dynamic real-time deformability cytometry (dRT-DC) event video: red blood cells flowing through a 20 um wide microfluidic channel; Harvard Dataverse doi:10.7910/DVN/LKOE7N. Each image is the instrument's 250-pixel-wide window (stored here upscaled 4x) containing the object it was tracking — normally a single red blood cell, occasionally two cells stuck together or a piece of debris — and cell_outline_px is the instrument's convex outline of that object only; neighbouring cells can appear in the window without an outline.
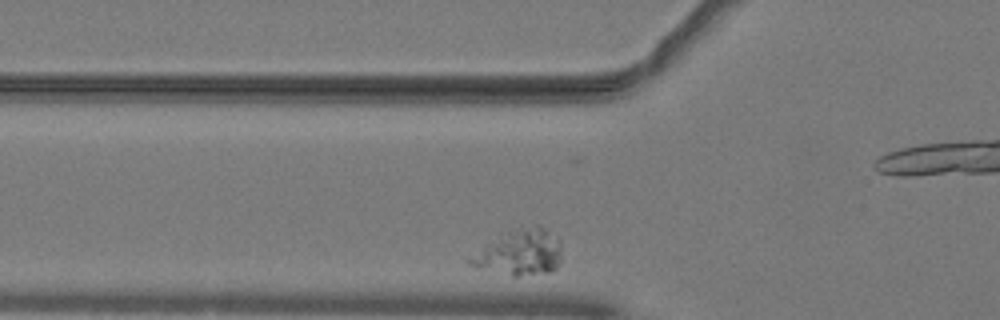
{"species": "common noctule bat (a hibernating species)", "species_latin": "Nyctalus noctula", "temperature_condition": "warm", "stored_images_in_passage": 37, "camera_frame_rate_fps": 3000, "um_per_image_px": 0.085, "animal": {"sex": "male", "body_mass_g": 19.2, "forearm_length_mm": 51.8}, "frame": {"image": 1, "passage_image": 11, "time_ms": 3.333, "image_size_px": [1000, 320], "cell_outline_px": [[560, 260], [556, 268], [552, 272], [516, 276], [512, 276], [476, 268], [468, 264], [464, 260], [500, 232], [536, 224], [540, 224], [560, 240]], "centroid_in_image_um": [44.11, 21.45], "position_along_channel_um": 81.7, "area_um2": 25.09}}